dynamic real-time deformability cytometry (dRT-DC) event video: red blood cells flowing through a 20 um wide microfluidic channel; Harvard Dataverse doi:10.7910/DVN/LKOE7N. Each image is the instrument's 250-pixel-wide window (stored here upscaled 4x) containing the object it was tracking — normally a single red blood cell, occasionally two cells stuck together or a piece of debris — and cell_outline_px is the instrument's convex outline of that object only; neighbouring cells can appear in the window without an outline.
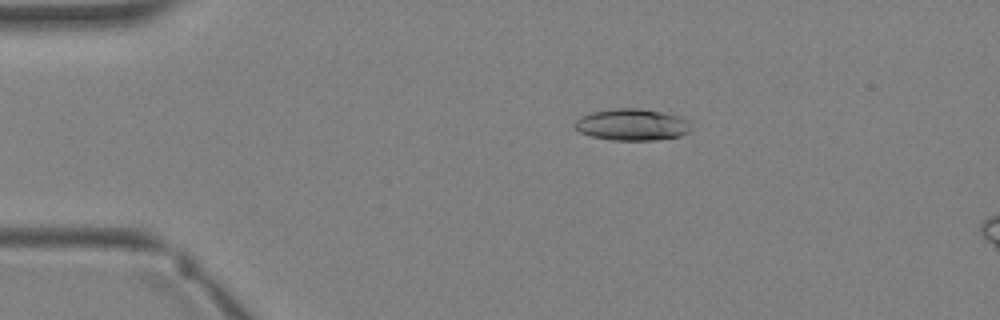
{"species": "Egyptian fruit bat (a non-hibernating species)", "species_latin": "Rousettus aegyptiacus", "temperature_condition": "warm", "stored_images_in_passage": 4, "camera_frame_rate_fps": 3000, "um_per_image_px": 0.085, "animal": {"sex": "female"}, "frame": {"image": 1, "passage_image": 2, "time_ms": 2.0, "image_size_px": [1000, 320], "cell_outline_px": [[692, 128], [688, 132], [680, 136], [656, 140], [612, 140], [592, 136], [580, 132], [572, 128], [572, 124], [580, 116], [592, 112], [616, 108], [640, 108], [680, 116], [688, 120]], "centroid_in_image_um": [53.7, 10.59], "position_along_channel_um": 31.3, "area_um2": 21.62}}